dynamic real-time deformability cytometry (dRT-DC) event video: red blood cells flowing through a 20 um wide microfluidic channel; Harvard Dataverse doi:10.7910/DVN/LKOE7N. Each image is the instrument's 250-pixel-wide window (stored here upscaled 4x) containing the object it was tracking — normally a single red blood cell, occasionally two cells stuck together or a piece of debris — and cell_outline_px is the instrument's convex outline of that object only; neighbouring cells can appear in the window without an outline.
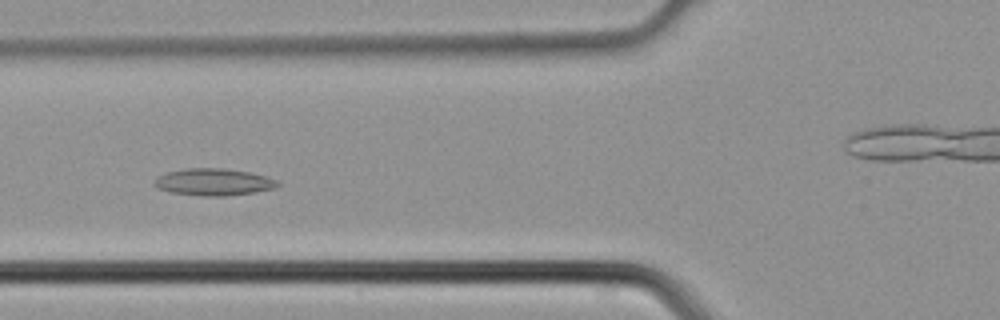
{"species": "common noctule bat (a hibernating species)", "species_latin": "Nyctalus noctula", "temperature_condition": "cold", "stored_images_in_passage": 5, "camera_frame_rate_fps": 3000, "um_per_image_px": 0.085, "animal": {"sex": "male", "body_mass_g": 21.5, "forearm_length_mm": 52.0}, "frame": {"image": 1, "passage_image": 4, "time_ms": 1.0, "image_size_px": [1000, 320], "cell_outline_px": [[280, 184], [276, 188], [256, 192], [224, 196], [204, 196], [172, 192], [156, 188], [152, 184], [160, 176], [168, 172], [188, 168], [224, 168], [252, 172], [276, 180]], "centroid_in_image_um": [18.19, 15.47], "position_along_channel_um": 107.6, "area_um2": 19.31}}